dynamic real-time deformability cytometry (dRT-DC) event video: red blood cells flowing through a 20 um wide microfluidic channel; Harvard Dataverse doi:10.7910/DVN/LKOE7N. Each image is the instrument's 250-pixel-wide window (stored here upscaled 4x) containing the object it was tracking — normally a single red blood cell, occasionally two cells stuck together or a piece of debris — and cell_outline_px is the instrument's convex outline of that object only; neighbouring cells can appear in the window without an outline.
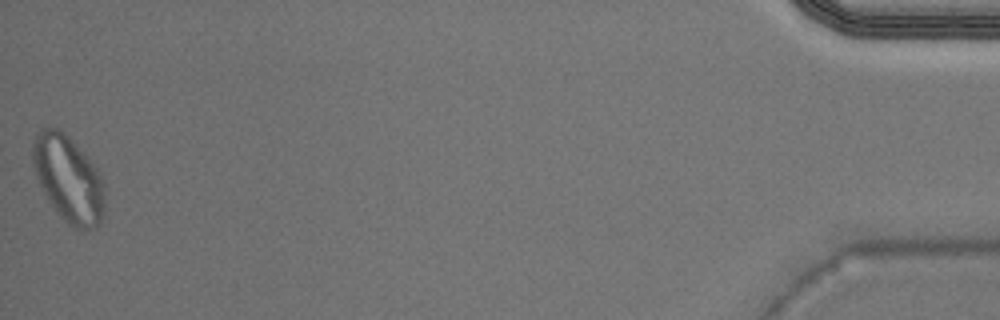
{"species": "Egyptian fruit bat (a non-hibernating species)", "species_latin": "Rousettus aegyptiacus", "temperature_condition": "warm", "stored_images_in_passage": 29, "segment_of_instrument_passage": [2, 2], "camera_frame_rate_fps": 3000, "um_per_image_px": 0.085, "animal": {"sex": "male"}, "frame": {"image": 1, "passage_image": 29, "time_ms": 9.333, "image_size_px": [1000, 320], "cell_outline_px": [[104, 208], [100, 224], [96, 228], [80, 232], [68, 224], [60, 216], [48, 200], [36, 176], [32, 160], [32, 144], [36, 132], [40, 128], [60, 128], [68, 136], [100, 172], [104, 180]], "centroid_in_image_um": [5.82, 15.23], "position_along_channel_um": 429.4, "area_um2": 36.47}}